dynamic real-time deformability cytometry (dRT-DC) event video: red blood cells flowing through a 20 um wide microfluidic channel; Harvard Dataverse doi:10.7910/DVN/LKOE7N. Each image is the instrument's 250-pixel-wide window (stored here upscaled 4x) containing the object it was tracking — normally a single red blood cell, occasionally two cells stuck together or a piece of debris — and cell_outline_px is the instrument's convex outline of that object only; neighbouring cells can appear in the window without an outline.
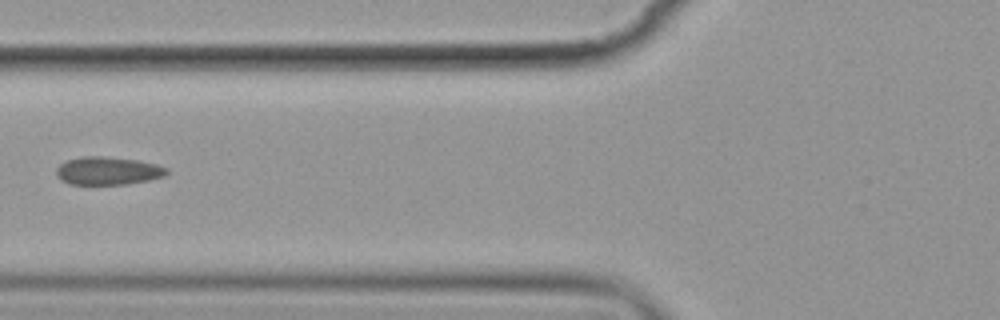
{"species": "common noctule bat (a hibernating species)", "species_latin": "Nyctalus noctula", "temperature_condition": "cold", "stored_images_in_passage": 7, "camera_frame_rate_fps": 3000, "um_per_image_px": 0.085, "animal": {"sex": "female", "body_mass_g": 19.9}, "frame": {"image": 1, "passage_image": 3, "time_ms": 3.333, "image_size_px": [1000, 320], "cell_outline_px": [[168, 172], [164, 176], [148, 180], [124, 184], [68, 184], [60, 180], [56, 176], [56, 168], [60, 164], [68, 160], [84, 156], [104, 156], [136, 160], [156, 164], [168, 168]], "centroid_in_image_um": [9.14, 14.52], "position_along_channel_um": 116.7, "area_um2": 17.98}}
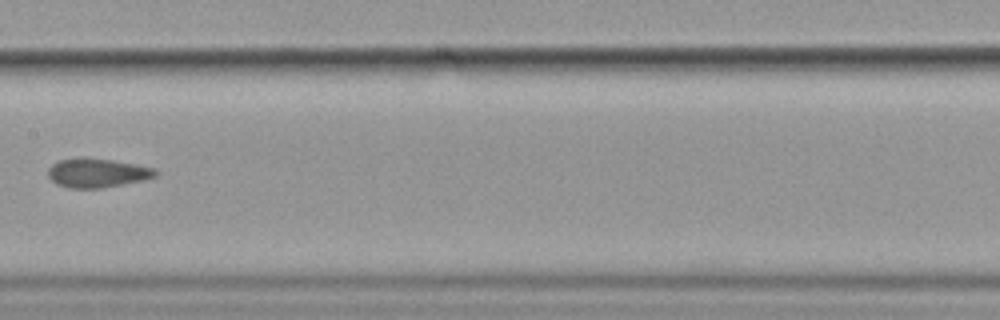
{"frame": {"image": 2, "passage_image": 5, "time_ms": 5.667, "image_size_px": [1000, 320], "cell_outline_px": [[156, 176], [144, 180], [100, 188], [68, 188], [56, 184], [48, 176], [48, 168], [52, 164], [60, 160], [84, 156], [112, 160], [136, 164], [152, 168], [156, 172]], "centroid_in_image_um": [8.21, 14.69], "position_along_channel_um": 199.2, "area_um2": 18.21}}
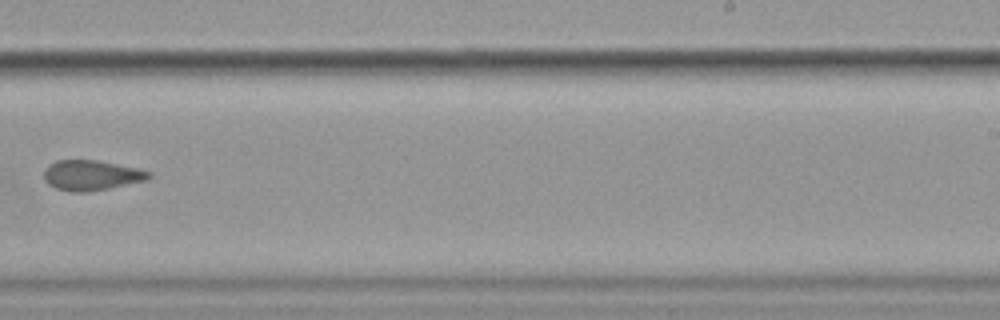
{"frame": {"image": 3, "passage_image": 7, "time_ms": 8.0, "image_size_px": [1000, 320], "cell_outline_px": [[152, 176], [144, 180], [108, 188], [88, 192], [72, 192], [56, 188], [48, 184], [44, 180], [44, 168], [48, 164], [56, 160], [96, 160], [136, 168], [152, 172]], "centroid_in_image_um": [7.71, 14.89], "position_along_channel_um": 281.3, "area_um2": 18.32}}